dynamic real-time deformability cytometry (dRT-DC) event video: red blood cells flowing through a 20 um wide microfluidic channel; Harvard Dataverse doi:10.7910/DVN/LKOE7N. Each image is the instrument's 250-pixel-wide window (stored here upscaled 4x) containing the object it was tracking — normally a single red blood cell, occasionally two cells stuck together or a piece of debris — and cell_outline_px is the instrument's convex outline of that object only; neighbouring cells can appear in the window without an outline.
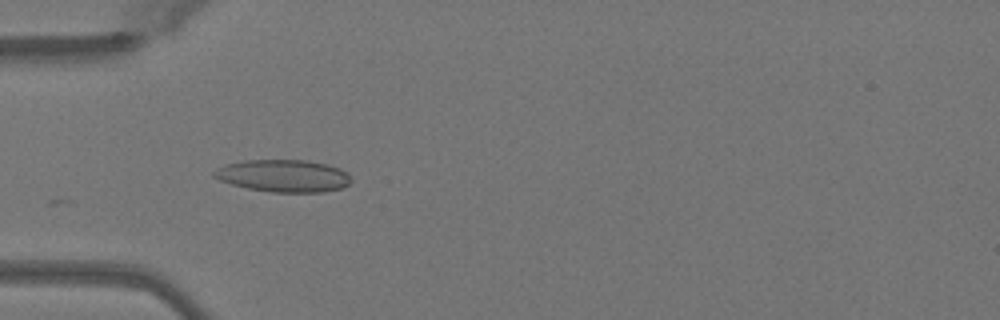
{"species": "Egyptian fruit bat (a non-hibernating species)", "species_latin": "Rousettus aegyptiacus", "temperature_condition": "warm", "stored_images_in_passage": 22, "camera_frame_rate_fps": 3000, "um_per_image_px": 0.085, "animal": {"sex": "female"}, "frame": {"image": 1, "passage_image": 15, "time_ms": 4.667, "image_size_px": [1000, 320], "cell_outline_px": [[352, 180], [344, 188], [324, 192], [272, 192], [248, 188], [232, 184], [220, 180], [212, 176], [212, 172], [216, 168], [228, 164], [244, 160], [308, 160], [328, 164], [340, 168], [348, 172]], "centroid_in_image_um": [24.14, 14.94], "position_along_channel_um": 60.9, "area_um2": 26.01}}
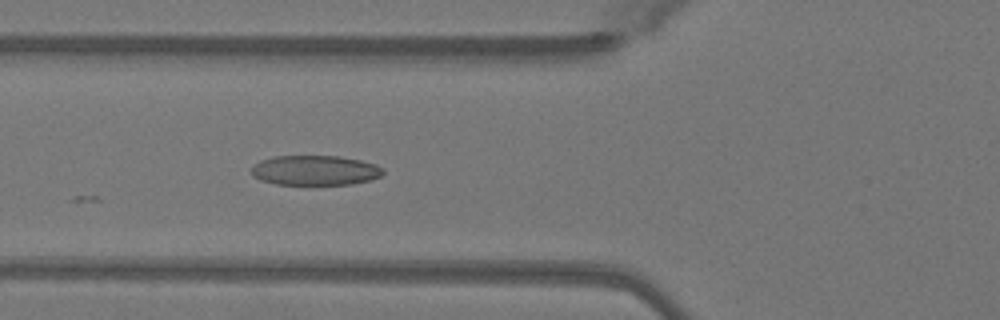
{"frame": {"image": 2, "passage_image": 18, "time_ms": 5.667, "image_size_px": [1000, 320], "cell_outline_px": [[384, 172], [380, 176], [372, 180], [352, 184], [276, 184], [260, 180], [252, 176], [252, 164], [260, 160], [272, 156], [340, 156], [360, 160], [376, 164], [384, 168]], "centroid_in_image_um": [26.78, 14.47], "position_along_channel_um": 99.0, "area_um2": 23.12}}
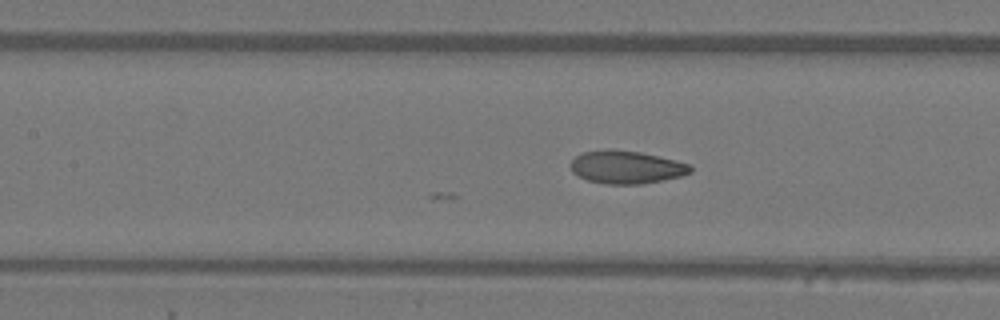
{"frame": {"image": 3, "passage_image": 22, "time_ms": 7.0, "image_size_px": [1000, 320], "cell_outline_px": [[692, 172], [680, 176], [640, 184], [608, 184], [588, 180], [572, 172], [568, 164], [580, 152], [608, 148], [612, 148], [640, 152], [676, 160], [692, 164]], "centroid_in_image_um": [53.21, 14.18], "position_along_channel_um": 154.2, "area_um2": 23.18}}